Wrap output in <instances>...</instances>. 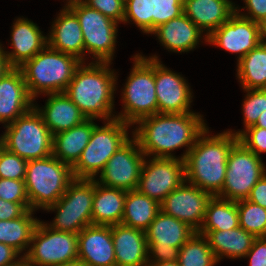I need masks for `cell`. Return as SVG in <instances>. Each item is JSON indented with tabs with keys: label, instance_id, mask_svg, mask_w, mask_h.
Returning <instances> with one entry per match:
<instances>
[{
	"label": "cell",
	"instance_id": "obj_34",
	"mask_svg": "<svg viewBox=\"0 0 266 266\" xmlns=\"http://www.w3.org/2000/svg\"><path fill=\"white\" fill-rule=\"evenodd\" d=\"M179 266H215L218 262L206 237L195 232L180 248Z\"/></svg>",
	"mask_w": 266,
	"mask_h": 266
},
{
	"label": "cell",
	"instance_id": "obj_42",
	"mask_svg": "<svg viewBox=\"0 0 266 266\" xmlns=\"http://www.w3.org/2000/svg\"><path fill=\"white\" fill-rule=\"evenodd\" d=\"M84 4L92 9L98 10L117 23H123L125 0H85Z\"/></svg>",
	"mask_w": 266,
	"mask_h": 266
},
{
	"label": "cell",
	"instance_id": "obj_40",
	"mask_svg": "<svg viewBox=\"0 0 266 266\" xmlns=\"http://www.w3.org/2000/svg\"><path fill=\"white\" fill-rule=\"evenodd\" d=\"M229 132L235 134L248 150L254 152L257 156L260 153H266V129L261 127H248L246 130L232 131Z\"/></svg>",
	"mask_w": 266,
	"mask_h": 266
},
{
	"label": "cell",
	"instance_id": "obj_45",
	"mask_svg": "<svg viewBox=\"0 0 266 266\" xmlns=\"http://www.w3.org/2000/svg\"><path fill=\"white\" fill-rule=\"evenodd\" d=\"M245 258H249V266H266V237L256 238Z\"/></svg>",
	"mask_w": 266,
	"mask_h": 266
},
{
	"label": "cell",
	"instance_id": "obj_20",
	"mask_svg": "<svg viewBox=\"0 0 266 266\" xmlns=\"http://www.w3.org/2000/svg\"><path fill=\"white\" fill-rule=\"evenodd\" d=\"M78 259L88 266H116L110 225H89L78 234Z\"/></svg>",
	"mask_w": 266,
	"mask_h": 266
},
{
	"label": "cell",
	"instance_id": "obj_16",
	"mask_svg": "<svg viewBox=\"0 0 266 266\" xmlns=\"http://www.w3.org/2000/svg\"><path fill=\"white\" fill-rule=\"evenodd\" d=\"M147 58L155 60V91L158 113L183 114L190 110L193 92L188 81L180 74L168 69L157 55Z\"/></svg>",
	"mask_w": 266,
	"mask_h": 266
},
{
	"label": "cell",
	"instance_id": "obj_50",
	"mask_svg": "<svg viewBox=\"0 0 266 266\" xmlns=\"http://www.w3.org/2000/svg\"><path fill=\"white\" fill-rule=\"evenodd\" d=\"M148 266H179L177 260L175 261H162L158 263H148Z\"/></svg>",
	"mask_w": 266,
	"mask_h": 266
},
{
	"label": "cell",
	"instance_id": "obj_1",
	"mask_svg": "<svg viewBox=\"0 0 266 266\" xmlns=\"http://www.w3.org/2000/svg\"><path fill=\"white\" fill-rule=\"evenodd\" d=\"M202 117L199 112L157 113L140 119L131 132L146 156L176 158L172 152L186 147L178 157L185 160L197 137L207 128Z\"/></svg>",
	"mask_w": 266,
	"mask_h": 266
},
{
	"label": "cell",
	"instance_id": "obj_48",
	"mask_svg": "<svg viewBox=\"0 0 266 266\" xmlns=\"http://www.w3.org/2000/svg\"><path fill=\"white\" fill-rule=\"evenodd\" d=\"M11 68L4 53V46L0 43V78Z\"/></svg>",
	"mask_w": 266,
	"mask_h": 266
},
{
	"label": "cell",
	"instance_id": "obj_9",
	"mask_svg": "<svg viewBox=\"0 0 266 266\" xmlns=\"http://www.w3.org/2000/svg\"><path fill=\"white\" fill-rule=\"evenodd\" d=\"M94 179H74L64 195L45 211H56V216L47 225L57 231L78 234L92 225Z\"/></svg>",
	"mask_w": 266,
	"mask_h": 266
},
{
	"label": "cell",
	"instance_id": "obj_28",
	"mask_svg": "<svg viewBox=\"0 0 266 266\" xmlns=\"http://www.w3.org/2000/svg\"><path fill=\"white\" fill-rule=\"evenodd\" d=\"M204 235L218 262L224 257L229 259L244 258L252 248L256 237L242 227L231 230L198 232Z\"/></svg>",
	"mask_w": 266,
	"mask_h": 266
},
{
	"label": "cell",
	"instance_id": "obj_26",
	"mask_svg": "<svg viewBox=\"0 0 266 266\" xmlns=\"http://www.w3.org/2000/svg\"><path fill=\"white\" fill-rule=\"evenodd\" d=\"M45 96H48L45 105L39 107L35 103L34 107L42 115L52 135L69 130L87 119L65 93L46 94Z\"/></svg>",
	"mask_w": 266,
	"mask_h": 266
},
{
	"label": "cell",
	"instance_id": "obj_18",
	"mask_svg": "<svg viewBox=\"0 0 266 266\" xmlns=\"http://www.w3.org/2000/svg\"><path fill=\"white\" fill-rule=\"evenodd\" d=\"M212 195L197 186L187 184L173 190L161 203L163 213L186 223L196 232L202 226L208 201Z\"/></svg>",
	"mask_w": 266,
	"mask_h": 266
},
{
	"label": "cell",
	"instance_id": "obj_7",
	"mask_svg": "<svg viewBox=\"0 0 266 266\" xmlns=\"http://www.w3.org/2000/svg\"><path fill=\"white\" fill-rule=\"evenodd\" d=\"M3 127L6 130L0 136V144L8 151L27 161L52 155L53 135L34 106Z\"/></svg>",
	"mask_w": 266,
	"mask_h": 266
},
{
	"label": "cell",
	"instance_id": "obj_8",
	"mask_svg": "<svg viewBox=\"0 0 266 266\" xmlns=\"http://www.w3.org/2000/svg\"><path fill=\"white\" fill-rule=\"evenodd\" d=\"M132 125L118 118L104 121V126H94L91 138L77 163L72 167L75 179H96L108 160L129 139Z\"/></svg>",
	"mask_w": 266,
	"mask_h": 266
},
{
	"label": "cell",
	"instance_id": "obj_31",
	"mask_svg": "<svg viewBox=\"0 0 266 266\" xmlns=\"http://www.w3.org/2000/svg\"><path fill=\"white\" fill-rule=\"evenodd\" d=\"M34 212L29 209L19 218L0 220V242L12 247L21 256L26 255L33 232L40 221L37 217L34 218Z\"/></svg>",
	"mask_w": 266,
	"mask_h": 266
},
{
	"label": "cell",
	"instance_id": "obj_51",
	"mask_svg": "<svg viewBox=\"0 0 266 266\" xmlns=\"http://www.w3.org/2000/svg\"><path fill=\"white\" fill-rule=\"evenodd\" d=\"M8 266H34V265L31 262H29L24 256H22L15 263Z\"/></svg>",
	"mask_w": 266,
	"mask_h": 266
},
{
	"label": "cell",
	"instance_id": "obj_52",
	"mask_svg": "<svg viewBox=\"0 0 266 266\" xmlns=\"http://www.w3.org/2000/svg\"><path fill=\"white\" fill-rule=\"evenodd\" d=\"M57 266H88V265H86L80 259H76V260H73V261L65 262L63 264H59Z\"/></svg>",
	"mask_w": 266,
	"mask_h": 266
},
{
	"label": "cell",
	"instance_id": "obj_54",
	"mask_svg": "<svg viewBox=\"0 0 266 266\" xmlns=\"http://www.w3.org/2000/svg\"><path fill=\"white\" fill-rule=\"evenodd\" d=\"M261 43L266 45V21L261 24Z\"/></svg>",
	"mask_w": 266,
	"mask_h": 266
},
{
	"label": "cell",
	"instance_id": "obj_10",
	"mask_svg": "<svg viewBox=\"0 0 266 266\" xmlns=\"http://www.w3.org/2000/svg\"><path fill=\"white\" fill-rule=\"evenodd\" d=\"M261 159L238 141L230 150L225 182L216 196L231 201L247 199L251 189L266 175V167Z\"/></svg>",
	"mask_w": 266,
	"mask_h": 266
},
{
	"label": "cell",
	"instance_id": "obj_21",
	"mask_svg": "<svg viewBox=\"0 0 266 266\" xmlns=\"http://www.w3.org/2000/svg\"><path fill=\"white\" fill-rule=\"evenodd\" d=\"M12 25L10 35L12 51L4 49V53L9 65L18 68L43 50L48 45V39L39 26L27 18L17 17Z\"/></svg>",
	"mask_w": 266,
	"mask_h": 266
},
{
	"label": "cell",
	"instance_id": "obj_14",
	"mask_svg": "<svg viewBox=\"0 0 266 266\" xmlns=\"http://www.w3.org/2000/svg\"><path fill=\"white\" fill-rule=\"evenodd\" d=\"M151 158L146 156L143 162L137 190L161 203L186 181L185 161L178 157Z\"/></svg>",
	"mask_w": 266,
	"mask_h": 266
},
{
	"label": "cell",
	"instance_id": "obj_39",
	"mask_svg": "<svg viewBox=\"0 0 266 266\" xmlns=\"http://www.w3.org/2000/svg\"><path fill=\"white\" fill-rule=\"evenodd\" d=\"M182 0H154L152 32L161 24L183 14Z\"/></svg>",
	"mask_w": 266,
	"mask_h": 266
},
{
	"label": "cell",
	"instance_id": "obj_43",
	"mask_svg": "<svg viewBox=\"0 0 266 266\" xmlns=\"http://www.w3.org/2000/svg\"><path fill=\"white\" fill-rule=\"evenodd\" d=\"M245 3V7L235 6V12L240 16L252 20L253 22L259 23L260 25L266 21V0H243ZM244 9L247 10L248 13H241ZM241 10V11H240Z\"/></svg>",
	"mask_w": 266,
	"mask_h": 266
},
{
	"label": "cell",
	"instance_id": "obj_22",
	"mask_svg": "<svg viewBox=\"0 0 266 266\" xmlns=\"http://www.w3.org/2000/svg\"><path fill=\"white\" fill-rule=\"evenodd\" d=\"M151 34L157 37L166 50L175 53L194 50L202 39L207 43L206 33L202 32L184 13L159 25Z\"/></svg>",
	"mask_w": 266,
	"mask_h": 266
},
{
	"label": "cell",
	"instance_id": "obj_37",
	"mask_svg": "<svg viewBox=\"0 0 266 266\" xmlns=\"http://www.w3.org/2000/svg\"><path fill=\"white\" fill-rule=\"evenodd\" d=\"M246 93L242 104L244 129L254 126L259 115L266 110V89H243Z\"/></svg>",
	"mask_w": 266,
	"mask_h": 266
},
{
	"label": "cell",
	"instance_id": "obj_15",
	"mask_svg": "<svg viewBox=\"0 0 266 266\" xmlns=\"http://www.w3.org/2000/svg\"><path fill=\"white\" fill-rule=\"evenodd\" d=\"M145 158L137 139L132 135L108 160L95 180L111 188L136 190Z\"/></svg>",
	"mask_w": 266,
	"mask_h": 266
},
{
	"label": "cell",
	"instance_id": "obj_3",
	"mask_svg": "<svg viewBox=\"0 0 266 266\" xmlns=\"http://www.w3.org/2000/svg\"><path fill=\"white\" fill-rule=\"evenodd\" d=\"M109 62H82L64 93L78 106L87 119L108 121L116 118L114 94L117 73Z\"/></svg>",
	"mask_w": 266,
	"mask_h": 266
},
{
	"label": "cell",
	"instance_id": "obj_41",
	"mask_svg": "<svg viewBox=\"0 0 266 266\" xmlns=\"http://www.w3.org/2000/svg\"><path fill=\"white\" fill-rule=\"evenodd\" d=\"M0 199L15 203H29L24 180L0 178Z\"/></svg>",
	"mask_w": 266,
	"mask_h": 266
},
{
	"label": "cell",
	"instance_id": "obj_6",
	"mask_svg": "<svg viewBox=\"0 0 266 266\" xmlns=\"http://www.w3.org/2000/svg\"><path fill=\"white\" fill-rule=\"evenodd\" d=\"M72 167L53 155L27 162L25 186L31 210L56 203L74 180Z\"/></svg>",
	"mask_w": 266,
	"mask_h": 266
},
{
	"label": "cell",
	"instance_id": "obj_12",
	"mask_svg": "<svg viewBox=\"0 0 266 266\" xmlns=\"http://www.w3.org/2000/svg\"><path fill=\"white\" fill-rule=\"evenodd\" d=\"M34 266H57L78 259V236L57 231L39 221L24 256Z\"/></svg>",
	"mask_w": 266,
	"mask_h": 266
},
{
	"label": "cell",
	"instance_id": "obj_13",
	"mask_svg": "<svg viewBox=\"0 0 266 266\" xmlns=\"http://www.w3.org/2000/svg\"><path fill=\"white\" fill-rule=\"evenodd\" d=\"M195 232L186 223L160 211L145 230L148 263L178 260L180 248Z\"/></svg>",
	"mask_w": 266,
	"mask_h": 266
},
{
	"label": "cell",
	"instance_id": "obj_4",
	"mask_svg": "<svg viewBox=\"0 0 266 266\" xmlns=\"http://www.w3.org/2000/svg\"><path fill=\"white\" fill-rule=\"evenodd\" d=\"M81 63L76 56L47 45L18 68L23 74L30 97L36 102L39 94L64 93Z\"/></svg>",
	"mask_w": 266,
	"mask_h": 266
},
{
	"label": "cell",
	"instance_id": "obj_53",
	"mask_svg": "<svg viewBox=\"0 0 266 266\" xmlns=\"http://www.w3.org/2000/svg\"><path fill=\"white\" fill-rule=\"evenodd\" d=\"M85 0H67L66 4L64 5L63 9H70L76 5L84 3Z\"/></svg>",
	"mask_w": 266,
	"mask_h": 266
},
{
	"label": "cell",
	"instance_id": "obj_30",
	"mask_svg": "<svg viewBox=\"0 0 266 266\" xmlns=\"http://www.w3.org/2000/svg\"><path fill=\"white\" fill-rule=\"evenodd\" d=\"M161 211L160 203L137 189L126 192L121 224L145 231Z\"/></svg>",
	"mask_w": 266,
	"mask_h": 266
},
{
	"label": "cell",
	"instance_id": "obj_11",
	"mask_svg": "<svg viewBox=\"0 0 266 266\" xmlns=\"http://www.w3.org/2000/svg\"><path fill=\"white\" fill-rule=\"evenodd\" d=\"M70 10L76 15L81 25L85 56L91 54L95 62L112 63L119 23L84 3Z\"/></svg>",
	"mask_w": 266,
	"mask_h": 266
},
{
	"label": "cell",
	"instance_id": "obj_47",
	"mask_svg": "<svg viewBox=\"0 0 266 266\" xmlns=\"http://www.w3.org/2000/svg\"><path fill=\"white\" fill-rule=\"evenodd\" d=\"M21 257L15 249L0 242V266L11 265Z\"/></svg>",
	"mask_w": 266,
	"mask_h": 266
},
{
	"label": "cell",
	"instance_id": "obj_25",
	"mask_svg": "<svg viewBox=\"0 0 266 266\" xmlns=\"http://www.w3.org/2000/svg\"><path fill=\"white\" fill-rule=\"evenodd\" d=\"M231 0H184V14L208 37L235 13Z\"/></svg>",
	"mask_w": 266,
	"mask_h": 266
},
{
	"label": "cell",
	"instance_id": "obj_49",
	"mask_svg": "<svg viewBox=\"0 0 266 266\" xmlns=\"http://www.w3.org/2000/svg\"><path fill=\"white\" fill-rule=\"evenodd\" d=\"M251 127H261V128L266 129V110L264 113L262 112L259 115L258 121L256 122L254 126H251Z\"/></svg>",
	"mask_w": 266,
	"mask_h": 266
},
{
	"label": "cell",
	"instance_id": "obj_35",
	"mask_svg": "<svg viewBox=\"0 0 266 266\" xmlns=\"http://www.w3.org/2000/svg\"><path fill=\"white\" fill-rule=\"evenodd\" d=\"M236 203L239 226L256 238L266 237V209L247 199Z\"/></svg>",
	"mask_w": 266,
	"mask_h": 266
},
{
	"label": "cell",
	"instance_id": "obj_5",
	"mask_svg": "<svg viewBox=\"0 0 266 266\" xmlns=\"http://www.w3.org/2000/svg\"><path fill=\"white\" fill-rule=\"evenodd\" d=\"M133 67L122 88V111L116 118L134 125L142 118L158 113L155 91V60L140 53L133 56Z\"/></svg>",
	"mask_w": 266,
	"mask_h": 266
},
{
	"label": "cell",
	"instance_id": "obj_27",
	"mask_svg": "<svg viewBox=\"0 0 266 266\" xmlns=\"http://www.w3.org/2000/svg\"><path fill=\"white\" fill-rule=\"evenodd\" d=\"M95 125L94 119H86L69 130L53 135L52 155L73 167L89 143Z\"/></svg>",
	"mask_w": 266,
	"mask_h": 266
},
{
	"label": "cell",
	"instance_id": "obj_2",
	"mask_svg": "<svg viewBox=\"0 0 266 266\" xmlns=\"http://www.w3.org/2000/svg\"><path fill=\"white\" fill-rule=\"evenodd\" d=\"M209 127L197 137L185 158L186 182L216 196L225 182L227 159L238 136L224 130L209 134Z\"/></svg>",
	"mask_w": 266,
	"mask_h": 266
},
{
	"label": "cell",
	"instance_id": "obj_29",
	"mask_svg": "<svg viewBox=\"0 0 266 266\" xmlns=\"http://www.w3.org/2000/svg\"><path fill=\"white\" fill-rule=\"evenodd\" d=\"M126 190L103 186L94 179L93 225H116L122 221Z\"/></svg>",
	"mask_w": 266,
	"mask_h": 266
},
{
	"label": "cell",
	"instance_id": "obj_44",
	"mask_svg": "<svg viewBox=\"0 0 266 266\" xmlns=\"http://www.w3.org/2000/svg\"><path fill=\"white\" fill-rule=\"evenodd\" d=\"M30 209V203H15L0 199V220H13Z\"/></svg>",
	"mask_w": 266,
	"mask_h": 266
},
{
	"label": "cell",
	"instance_id": "obj_32",
	"mask_svg": "<svg viewBox=\"0 0 266 266\" xmlns=\"http://www.w3.org/2000/svg\"><path fill=\"white\" fill-rule=\"evenodd\" d=\"M236 71L242 89H266V45L260 43L246 54Z\"/></svg>",
	"mask_w": 266,
	"mask_h": 266
},
{
	"label": "cell",
	"instance_id": "obj_19",
	"mask_svg": "<svg viewBox=\"0 0 266 266\" xmlns=\"http://www.w3.org/2000/svg\"><path fill=\"white\" fill-rule=\"evenodd\" d=\"M33 106L21 70L12 67L0 78V123L14 122Z\"/></svg>",
	"mask_w": 266,
	"mask_h": 266
},
{
	"label": "cell",
	"instance_id": "obj_38",
	"mask_svg": "<svg viewBox=\"0 0 266 266\" xmlns=\"http://www.w3.org/2000/svg\"><path fill=\"white\" fill-rule=\"evenodd\" d=\"M27 162L0 144V178L25 180Z\"/></svg>",
	"mask_w": 266,
	"mask_h": 266
},
{
	"label": "cell",
	"instance_id": "obj_46",
	"mask_svg": "<svg viewBox=\"0 0 266 266\" xmlns=\"http://www.w3.org/2000/svg\"><path fill=\"white\" fill-rule=\"evenodd\" d=\"M247 200L266 209V175H264L251 189Z\"/></svg>",
	"mask_w": 266,
	"mask_h": 266
},
{
	"label": "cell",
	"instance_id": "obj_36",
	"mask_svg": "<svg viewBox=\"0 0 266 266\" xmlns=\"http://www.w3.org/2000/svg\"><path fill=\"white\" fill-rule=\"evenodd\" d=\"M154 0H125L123 23L133 22L144 34L152 33Z\"/></svg>",
	"mask_w": 266,
	"mask_h": 266
},
{
	"label": "cell",
	"instance_id": "obj_33",
	"mask_svg": "<svg viewBox=\"0 0 266 266\" xmlns=\"http://www.w3.org/2000/svg\"><path fill=\"white\" fill-rule=\"evenodd\" d=\"M239 227L236 201L212 196L207 203L205 218L198 232L231 230Z\"/></svg>",
	"mask_w": 266,
	"mask_h": 266
},
{
	"label": "cell",
	"instance_id": "obj_17",
	"mask_svg": "<svg viewBox=\"0 0 266 266\" xmlns=\"http://www.w3.org/2000/svg\"><path fill=\"white\" fill-rule=\"evenodd\" d=\"M261 43V25L236 12L207 37V44L238 54L239 62Z\"/></svg>",
	"mask_w": 266,
	"mask_h": 266
},
{
	"label": "cell",
	"instance_id": "obj_23",
	"mask_svg": "<svg viewBox=\"0 0 266 266\" xmlns=\"http://www.w3.org/2000/svg\"><path fill=\"white\" fill-rule=\"evenodd\" d=\"M116 266H148L145 231L124 224L111 225Z\"/></svg>",
	"mask_w": 266,
	"mask_h": 266
},
{
	"label": "cell",
	"instance_id": "obj_24",
	"mask_svg": "<svg viewBox=\"0 0 266 266\" xmlns=\"http://www.w3.org/2000/svg\"><path fill=\"white\" fill-rule=\"evenodd\" d=\"M51 26L47 35L48 46L85 62L84 39L76 15L70 9L62 8Z\"/></svg>",
	"mask_w": 266,
	"mask_h": 266
}]
</instances>
